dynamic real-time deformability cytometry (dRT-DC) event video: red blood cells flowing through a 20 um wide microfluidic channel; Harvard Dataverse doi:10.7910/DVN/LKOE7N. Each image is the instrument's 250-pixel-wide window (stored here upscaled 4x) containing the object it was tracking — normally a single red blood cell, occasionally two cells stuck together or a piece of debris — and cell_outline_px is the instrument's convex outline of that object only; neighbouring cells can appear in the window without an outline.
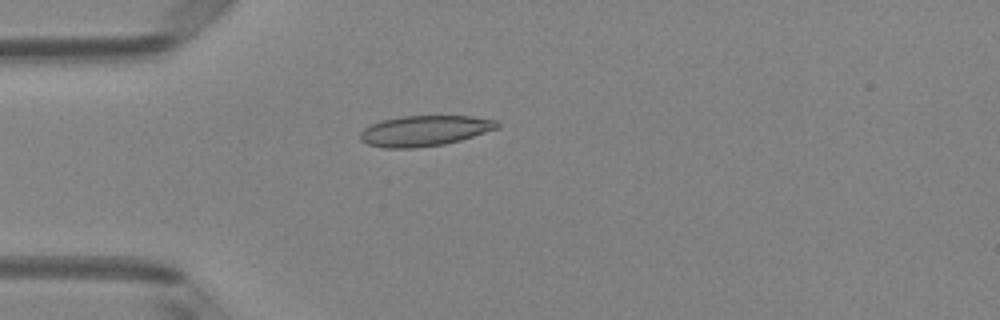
{"species": "Egyptian fruit bat (a non-hibernating species)", "species_latin": "Rousettus aegyptiacus", "temperature_condition": "room temperature", "stored_images_in_passage": 5, "camera_frame_rate_fps": 3000, "um_per_image_px": 0.085, "animal": {"sex": "female"}, "frame": {"image": 1, "passage_image": 4, "time_ms": 1.0, "image_size_px": [1000, 320], "cell_outline_px": [[500, 128], [460, 140], [444, 144], [416, 148], [384, 148], [368, 144], [360, 140], [360, 132], [364, 128], [380, 120], [400, 116], [472, 116], [496, 120], [500, 124]], "centroid_in_image_um": [36.09, 11.11], "position_along_channel_um": 48.9, "area_um2": 24.51}}